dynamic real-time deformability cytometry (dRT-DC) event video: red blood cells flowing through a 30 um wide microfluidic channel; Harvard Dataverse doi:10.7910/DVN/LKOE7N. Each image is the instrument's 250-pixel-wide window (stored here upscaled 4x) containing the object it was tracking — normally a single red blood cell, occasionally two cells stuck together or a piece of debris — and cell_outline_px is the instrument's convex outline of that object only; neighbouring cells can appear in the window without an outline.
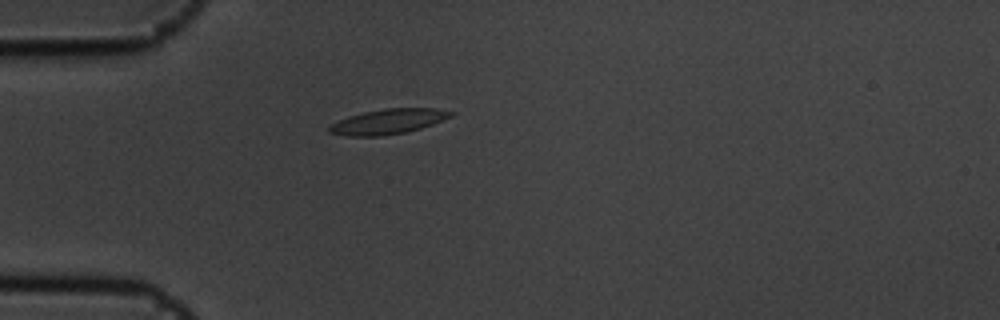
{"species": "common noctule bat (a hibernating species)", "species_latin": "Nyctalus noctula", "temperature_condition": "cold", "stored_images_in_passage": 5, "camera_frame_rate_fps": 3000, "um_per_image_px": 0.085, "animal": {"sex": "male", "body_mass_g": 19.5, "forearm_length_mm": 54.6}, "frame": {"image": 1, "passage_image": 5, "time_ms": 1.333, "image_size_px": [1000, 320], "cell_outline_px": [[456, 112], [452, 116], [432, 124], [420, 128], [404, 132], [384, 136], [348, 136], [328, 132], [328, 128], [332, 124], [348, 116], [364, 112], [384, 108], [436, 108]], "centroid_in_image_um": [33.0, 10.32], "position_along_channel_um": 52.0, "area_um2": 17.63}}